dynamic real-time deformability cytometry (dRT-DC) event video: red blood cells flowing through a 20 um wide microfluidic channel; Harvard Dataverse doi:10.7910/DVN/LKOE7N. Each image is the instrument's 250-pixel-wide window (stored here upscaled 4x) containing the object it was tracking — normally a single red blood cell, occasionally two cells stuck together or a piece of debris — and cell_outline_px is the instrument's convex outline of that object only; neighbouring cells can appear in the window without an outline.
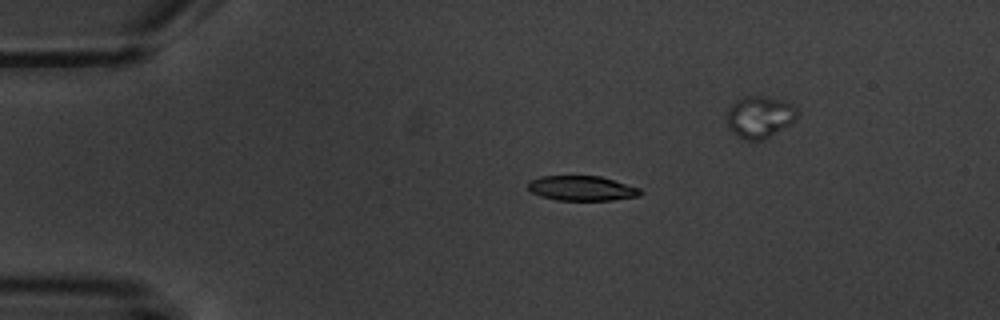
{"species": "common noctule bat (a hibernating species)", "species_latin": "Nyctalus noctula", "temperature_condition": "warm", "stored_images_in_passage": 5, "camera_frame_rate_fps": 3000, "um_per_image_px": 0.085, "animal": {"sex": "male", "body_mass_g": 20.1, "forearm_length_mm": 53.5}, "frame": {"image": 1, "passage_image": 2, "time_ms": 1.0, "image_size_px": [1000, 320], "cell_outline_px": [[644, 192], [640, 196], [612, 200], [556, 200], [540, 196], [532, 192], [528, 188], [528, 180], [540, 176], [600, 176], [640, 188]], "centroid_in_image_um": [49.45, 16.0], "position_along_channel_um": 35.5, "area_um2": 16.36}}
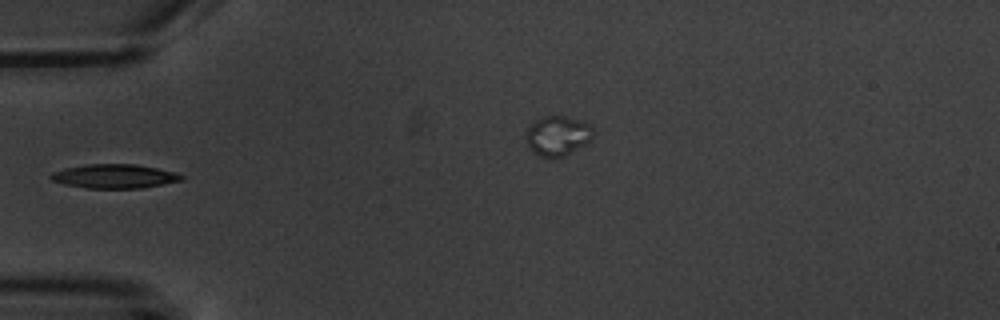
{"frame": {"image": 2, "passage_image": 4, "time_ms": 3.333, "image_size_px": [1000, 320], "cell_outline_px": [[184, 180], [140, 188], [88, 188], [64, 184], [52, 180], [48, 176], [52, 172], [64, 168], [84, 164], [136, 164], [176, 172], [184, 176]], "centroid_in_image_um": [9.71, 14.97], "position_along_channel_um": 75.3, "area_um2": 18.32}}